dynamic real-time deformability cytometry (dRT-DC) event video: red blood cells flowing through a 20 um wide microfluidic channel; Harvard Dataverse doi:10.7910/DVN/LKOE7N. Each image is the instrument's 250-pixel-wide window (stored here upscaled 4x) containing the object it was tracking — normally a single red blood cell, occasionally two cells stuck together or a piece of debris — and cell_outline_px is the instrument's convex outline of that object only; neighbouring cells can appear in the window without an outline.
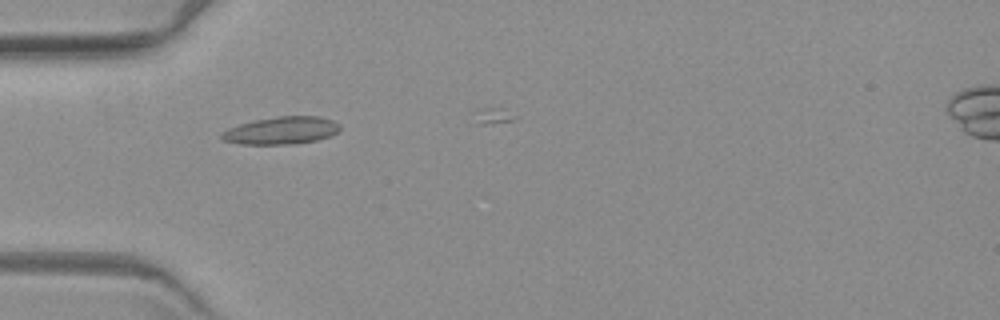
{"species": "common noctule bat (a hibernating species)", "species_latin": "Nyctalus noctula", "temperature_condition": "warm", "stored_images_in_passage": 6, "camera_frame_rate_fps": 3000, "um_per_image_px": 0.085, "animal": {"sex": "female", "body_mass_g": 19.3, "forearm_length_mm": 54.1}, "frame": {"image": 1, "passage_image": 5, "time_ms": 5.333, "image_size_px": [1000, 320], "cell_outline_px": [[340, 128], [332, 136], [316, 140], [296, 144], [240, 144], [224, 140], [220, 136], [220, 132], [228, 128], [252, 120], [276, 116], [320, 116], [332, 120], [340, 124]], "centroid_in_image_um": [23.91, 11.09], "position_along_channel_um": 61.1, "area_um2": 19.13}}